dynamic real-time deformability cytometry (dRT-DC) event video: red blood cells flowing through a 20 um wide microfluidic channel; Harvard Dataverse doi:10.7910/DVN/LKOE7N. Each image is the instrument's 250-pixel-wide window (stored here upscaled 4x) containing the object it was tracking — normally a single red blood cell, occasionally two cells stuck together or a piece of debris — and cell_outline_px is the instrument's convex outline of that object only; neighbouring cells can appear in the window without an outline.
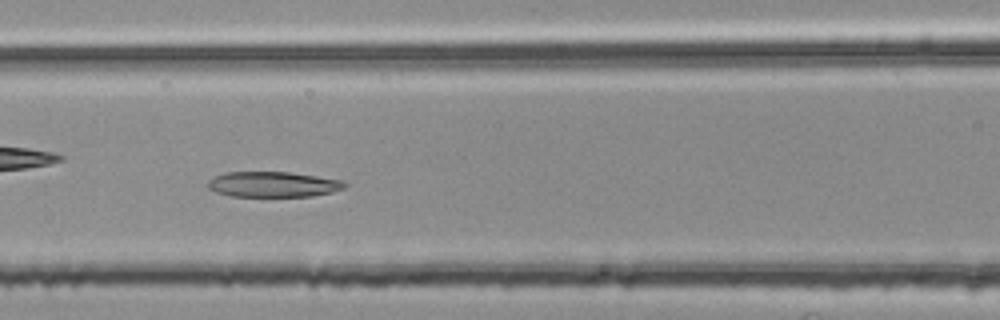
{"species": "common noctule bat (a hibernating species)", "species_latin": "Nyctalus noctula", "temperature_condition": "room temperature", "stored_images_in_passage": 49, "camera_frame_rate_fps": 3000, "um_per_image_px": 0.085, "animal": {"sex": "female", "body_mass_g": 25.1}, "frame": {"image": 1, "passage_image": 20, "time_ms": 6.333, "image_size_px": [1000, 320], "cell_outline_px": [[348, 184], [344, 188], [332, 192], [312, 196], [232, 196], [216, 192], [208, 188], [208, 180], [224, 172], [288, 172], [316, 176], [340, 180]], "centroid_in_image_um": [23.2, 15.67], "position_along_channel_um": 143.4, "area_um2": 20.11}}
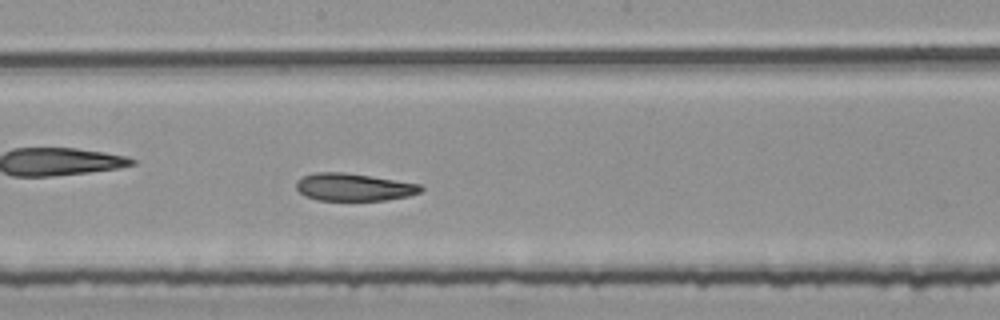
{"frame": {"image": 2, "passage_image": 26, "time_ms": 8.333, "image_size_px": [1000, 320], "cell_outline_px": [[424, 188], [420, 192], [408, 196], [384, 200], [316, 200], [304, 196], [296, 188], [296, 180], [300, 176], [316, 172], [344, 172], [424, 184]], "centroid_in_image_um": [30.06, 15.89], "position_along_channel_um": 218.1, "area_um2": 20.23}}
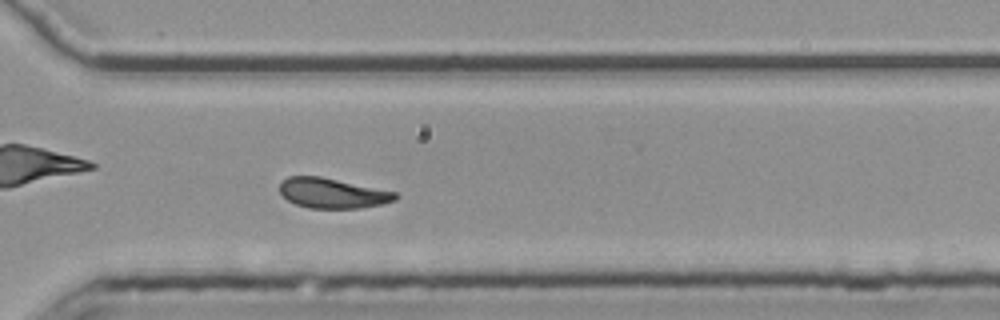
{"frame": {"image": 3, "passage_image": 36, "time_ms": 11.667, "image_size_px": [1000, 320], "cell_outline_px": [[400, 196], [396, 200], [384, 204], [360, 208], [308, 208], [296, 204], [288, 200], [280, 192], [280, 184], [288, 176], [320, 176], [396, 192]], "centroid_in_image_um": [28.29, 16.42], "position_along_channel_um": 342.3, "area_um2": 20.23}, "authors_computed_cell_mechanics": {"area_um2": 21.1548, "velocity_mm_per_s": 3.7427, "shape_relaxation_time_tau1_ms": 10.1262, "shape_relaxation_time_tau2_ms": 3.2453, "deformation_change_tau1": 0.1713, "deformation_change_tau2": 0.096}}